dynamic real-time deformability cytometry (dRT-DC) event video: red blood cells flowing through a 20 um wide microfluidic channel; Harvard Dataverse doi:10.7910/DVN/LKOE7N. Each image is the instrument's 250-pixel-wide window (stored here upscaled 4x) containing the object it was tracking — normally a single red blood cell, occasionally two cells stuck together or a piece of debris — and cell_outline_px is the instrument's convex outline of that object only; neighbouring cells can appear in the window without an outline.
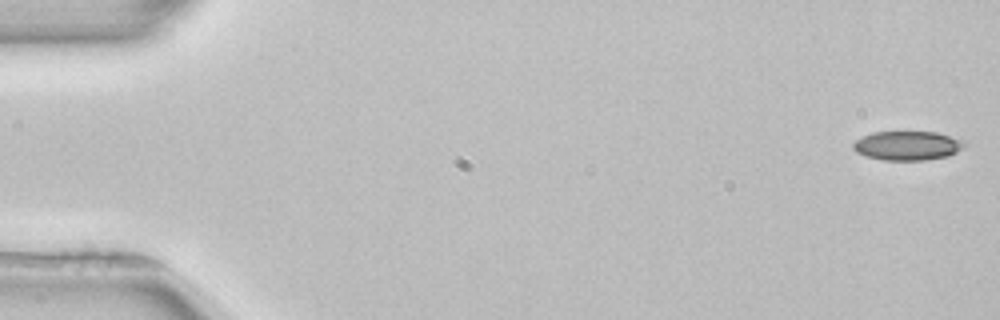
{"species": "common noctule bat (a hibernating species)", "species_latin": "Nyctalus noctula", "temperature_condition": "room temperature", "stored_images_in_passage": 10, "camera_frame_rate_fps": 3000, "um_per_image_px": 0.085, "animal": {"sex": "female", "body_mass_g": 22.7, "forearm_length_mm": 54.2}, "frame": {"image": 1, "passage_image": 1, "time_ms": 0.0, "image_size_px": [1000, 320], "cell_outline_px": [[968, 140], [956, 152], [948, 156], [924, 160], [884, 160], [868, 156], [856, 152], [852, 148], [852, 144], [856, 140], [872, 132], [936, 132]], "centroid_in_image_um": [77.15, 12.37], "position_along_channel_um": 7.8, "area_um2": 18.84}}